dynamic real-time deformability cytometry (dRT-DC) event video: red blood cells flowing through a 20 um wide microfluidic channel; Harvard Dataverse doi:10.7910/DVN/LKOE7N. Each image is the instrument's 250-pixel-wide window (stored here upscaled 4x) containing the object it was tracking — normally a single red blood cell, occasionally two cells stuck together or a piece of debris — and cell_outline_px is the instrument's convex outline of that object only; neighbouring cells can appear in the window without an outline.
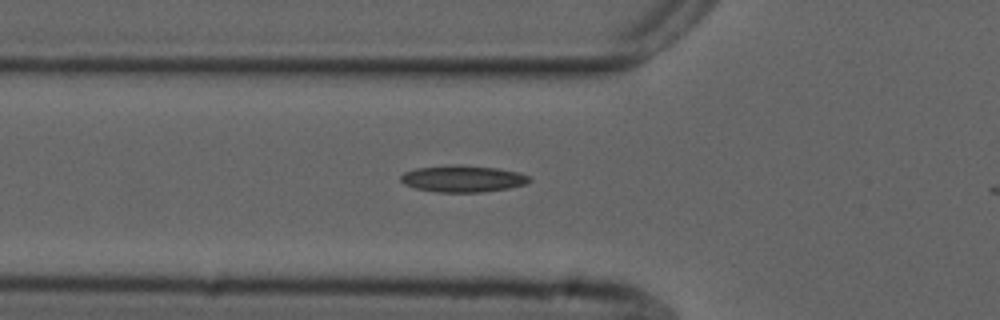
{"species": "common noctule bat (a hibernating species)", "species_latin": "Nyctalus noctula", "temperature_condition": "cold", "stored_images_in_passage": 3, "camera_frame_rate_fps": 3000, "um_per_image_px": 0.085, "animal": {"sex": "male", "forearm_length_mm": 52.5}, "frame": {"image": 1, "passage_image": 2, "time_ms": 0.333, "image_size_px": [1000, 320], "cell_outline_px": [[532, 180], [528, 184], [508, 188], [484, 192], [436, 192], [416, 188], [404, 184], [400, 180], [400, 176], [404, 172], [416, 168], [448, 164], [460, 164], [496, 168], [516, 172], [528, 176]], "centroid_in_image_um": [39.32, 15.18], "position_along_channel_um": 86.5, "area_um2": 20.17}}